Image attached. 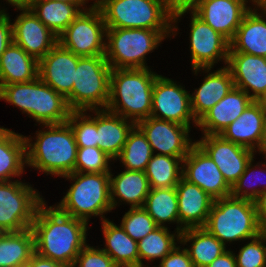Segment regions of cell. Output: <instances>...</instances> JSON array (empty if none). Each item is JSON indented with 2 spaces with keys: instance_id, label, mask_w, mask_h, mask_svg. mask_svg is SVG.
<instances>
[{
  "instance_id": "obj_31",
  "label": "cell",
  "mask_w": 266,
  "mask_h": 267,
  "mask_svg": "<svg viewBox=\"0 0 266 267\" xmlns=\"http://www.w3.org/2000/svg\"><path fill=\"white\" fill-rule=\"evenodd\" d=\"M192 242L186 248L195 267H207L226 251V247L204 227L185 229L180 233V243Z\"/></svg>"
},
{
  "instance_id": "obj_4",
  "label": "cell",
  "mask_w": 266,
  "mask_h": 267,
  "mask_svg": "<svg viewBox=\"0 0 266 267\" xmlns=\"http://www.w3.org/2000/svg\"><path fill=\"white\" fill-rule=\"evenodd\" d=\"M0 99L18 106L43 125L65 123L72 112L67 99L39 77L30 82L0 85Z\"/></svg>"
},
{
  "instance_id": "obj_47",
  "label": "cell",
  "mask_w": 266,
  "mask_h": 267,
  "mask_svg": "<svg viewBox=\"0 0 266 267\" xmlns=\"http://www.w3.org/2000/svg\"><path fill=\"white\" fill-rule=\"evenodd\" d=\"M257 219L260 227L266 231V190L262 191L254 200Z\"/></svg>"
},
{
  "instance_id": "obj_2",
  "label": "cell",
  "mask_w": 266,
  "mask_h": 267,
  "mask_svg": "<svg viewBox=\"0 0 266 267\" xmlns=\"http://www.w3.org/2000/svg\"><path fill=\"white\" fill-rule=\"evenodd\" d=\"M48 131H37V140L26 141V164L52 175L65 176L75 172L78 147L68 122L45 125ZM29 148V149H28Z\"/></svg>"
},
{
  "instance_id": "obj_52",
  "label": "cell",
  "mask_w": 266,
  "mask_h": 267,
  "mask_svg": "<svg viewBox=\"0 0 266 267\" xmlns=\"http://www.w3.org/2000/svg\"><path fill=\"white\" fill-rule=\"evenodd\" d=\"M260 106L266 111V89L262 95L256 100Z\"/></svg>"
},
{
  "instance_id": "obj_6",
  "label": "cell",
  "mask_w": 266,
  "mask_h": 267,
  "mask_svg": "<svg viewBox=\"0 0 266 267\" xmlns=\"http://www.w3.org/2000/svg\"><path fill=\"white\" fill-rule=\"evenodd\" d=\"M73 183L56 208L63 214L88 222L90 216H103L112 210L110 173L72 172L63 176Z\"/></svg>"
},
{
  "instance_id": "obj_32",
  "label": "cell",
  "mask_w": 266,
  "mask_h": 267,
  "mask_svg": "<svg viewBox=\"0 0 266 267\" xmlns=\"http://www.w3.org/2000/svg\"><path fill=\"white\" fill-rule=\"evenodd\" d=\"M34 252L31 227L19 232L0 233V267L26 265Z\"/></svg>"
},
{
  "instance_id": "obj_51",
  "label": "cell",
  "mask_w": 266,
  "mask_h": 267,
  "mask_svg": "<svg viewBox=\"0 0 266 267\" xmlns=\"http://www.w3.org/2000/svg\"><path fill=\"white\" fill-rule=\"evenodd\" d=\"M262 152L266 156V115H265V120H264V134H263L262 146H261V153Z\"/></svg>"
},
{
  "instance_id": "obj_25",
  "label": "cell",
  "mask_w": 266,
  "mask_h": 267,
  "mask_svg": "<svg viewBox=\"0 0 266 267\" xmlns=\"http://www.w3.org/2000/svg\"><path fill=\"white\" fill-rule=\"evenodd\" d=\"M127 120L106 109L97 110V147L111 159L117 160L129 132L136 125Z\"/></svg>"
},
{
  "instance_id": "obj_42",
  "label": "cell",
  "mask_w": 266,
  "mask_h": 267,
  "mask_svg": "<svg viewBox=\"0 0 266 267\" xmlns=\"http://www.w3.org/2000/svg\"><path fill=\"white\" fill-rule=\"evenodd\" d=\"M254 159H252V160H250V162L247 164V166H246V169H245V172L239 177V179H238V181L233 185V187L231 188V196L232 197H235V198H242V199H249V200H252V201H254L258 196H259V194L262 192V191H264V190H266V183H263L264 184V186H262V187H260V188H262V189H260V188H256V186H254V185H252V186H250L249 184V182H247L246 183V181H248L250 178L253 180L254 179V177H255V174L257 173V172H260V171H257V170H255L254 171V168H253V166H252V161H253ZM253 168V170H252V168ZM257 171V172H256ZM255 174H254V173ZM263 173V172H262ZM254 174V175H253ZM260 174V173H259ZM252 175H253V178H252ZM260 175H262V174H260ZM249 176H251L250 178H249ZM257 177H259V175H257L256 176V178L255 179H258V180H260V178H257ZM249 178V179H248ZM248 179V180H247ZM251 180V181H252ZM266 182V181H265ZM260 183H262V182H260ZM254 184V183H253ZM257 184V183H256ZM252 187V188H250L251 189V191L249 192V187ZM247 188V189H244V188Z\"/></svg>"
},
{
  "instance_id": "obj_5",
  "label": "cell",
  "mask_w": 266,
  "mask_h": 267,
  "mask_svg": "<svg viewBox=\"0 0 266 267\" xmlns=\"http://www.w3.org/2000/svg\"><path fill=\"white\" fill-rule=\"evenodd\" d=\"M204 228L224 245L253 239L264 232L257 219L254 201L232 196L214 200Z\"/></svg>"
},
{
  "instance_id": "obj_36",
  "label": "cell",
  "mask_w": 266,
  "mask_h": 267,
  "mask_svg": "<svg viewBox=\"0 0 266 267\" xmlns=\"http://www.w3.org/2000/svg\"><path fill=\"white\" fill-rule=\"evenodd\" d=\"M153 156L151 145L143 132L135 125L129 132L127 140L117 157L127 170L145 172L148 162Z\"/></svg>"
},
{
  "instance_id": "obj_34",
  "label": "cell",
  "mask_w": 266,
  "mask_h": 267,
  "mask_svg": "<svg viewBox=\"0 0 266 267\" xmlns=\"http://www.w3.org/2000/svg\"><path fill=\"white\" fill-rule=\"evenodd\" d=\"M143 208L158 226L164 227V222H177L179 224L178 199L175 187L151 188Z\"/></svg>"
},
{
  "instance_id": "obj_3",
  "label": "cell",
  "mask_w": 266,
  "mask_h": 267,
  "mask_svg": "<svg viewBox=\"0 0 266 267\" xmlns=\"http://www.w3.org/2000/svg\"><path fill=\"white\" fill-rule=\"evenodd\" d=\"M158 75L143 69H112L110 97L106 110L135 124L150 117L152 91Z\"/></svg>"
},
{
  "instance_id": "obj_55",
  "label": "cell",
  "mask_w": 266,
  "mask_h": 267,
  "mask_svg": "<svg viewBox=\"0 0 266 267\" xmlns=\"http://www.w3.org/2000/svg\"><path fill=\"white\" fill-rule=\"evenodd\" d=\"M87 0H84V2H86ZM105 0H95L94 4L92 5V7H98L99 5H101Z\"/></svg>"
},
{
  "instance_id": "obj_46",
  "label": "cell",
  "mask_w": 266,
  "mask_h": 267,
  "mask_svg": "<svg viewBox=\"0 0 266 267\" xmlns=\"http://www.w3.org/2000/svg\"><path fill=\"white\" fill-rule=\"evenodd\" d=\"M13 42L12 23L5 10H0V57L6 48Z\"/></svg>"
},
{
  "instance_id": "obj_35",
  "label": "cell",
  "mask_w": 266,
  "mask_h": 267,
  "mask_svg": "<svg viewBox=\"0 0 266 267\" xmlns=\"http://www.w3.org/2000/svg\"><path fill=\"white\" fill-rule=\"evenodd\" d=\"M181 162L179 157L153 154L145 170L150 188L176 187L182 178Z\"/></svg>"
},
{
  "instance_id": "obj_11",
  "label": "cell",
  "mask_w": 266,
  "mask_h": 267,
  "mask_svg": "<svg viewBox=\"0 0 266 267\" xmlns=\"http://www.w3.org/2000/svg\"><path fill=\"white\" fill-rule=\"evenodd\" d=\"M106 29L101 10L91 6L58 36V43L80 57L104 56Z\"/></svg>"
},
{
  "instance_id": "obj_29",
  "label": "cell",
  "mask_w": 266,
  "mask_h": 267,
  "mask_svg": "<svg viewBox=\"0 0 266 267\" xmlns=\"http://www.w3.org/2000/svg\"><path fill=\"white\" fill-rule=\"evenodd\" d=\"M85 2L30 1L29 8L57 37L84 10Z\"/></svg>"
},
{
  "instance_id": "obj_37",
  "label": "cell",
  "mask_w": 266,
  "mask_h": 267,
  "mask_svg": "<svg viewBox=\"0 0 266 267\" xmlns=\"http://www.w3.org/2000/svg\"><path fill=\"white\" fill-rule=\"evenodd\" d=\"M175 237L180 240V233L170 234L167 227L158 226L146 237L138 241L139 267H144L142 260H161L168 255L175 247Z\"/></svg>"
},
{
  "instance_id": "obj_12",
  "label": "cell",
  "mask_w": 266,
  "mask_h": 267,
  "mask_svg": "<svg viewBox=\"0 0 266 267\" xmlns=\"http://www.w3.org/2000/svg\"><path fill=\"white\" fill-rule=\"evenodd\" d=\"M190 96L181 85L178 86L171 79L158 75L153 85L150 116L189 127L190 120L193 119L197 126L198 122L191 110Z\"/></svg>"
},
{
  "instance_id": "obj_23",
  "label": "cell",
  "mask_w": 266,
  "mask_h": 267,
  "mask_svg": "<svg viewBox=\"0 0 266 267\" xmlns=\"http://www.w3.org/2000/svg\"><path fill=\"white\" fill-rule=\"evenodd\" d=\"M254 101L243 90L233 87L229 93L216 103L199 121L204 135H220L221 132L234 122Z\"/></svg>"
},
{
  "instance_id": "obj_16",
  "label": "cell",
  "mask_w": 266,
  "mask_h": 267,
  "mask_svg": "<svg viewBox=\"0 0 266 267\" xmlns=\"http://www.w3.org/2000/svg\"><path fill=\"white\" fill-rule=\"evenodd\" d=\"M196 143L211 157L231 188L254 158V151L225 140L221 135H204Z\"/></svg>"
},
{
  "instance_id": "obj_24",
  "label": "cell",
  "mask_w": 266,
  "mask_h": 267,
  "mask_svg": "<svg viewBox=\"0 0 266 267\" xmlns=\"http://www.w3.org/2000/svg\"><path fill=\"white\" fill-rule=\"evenodd\" d=\"M234 87L230 69L226 66L209 73L200 88L190 96L191 110L198 122L216 103Z\"/></svg>"
},
{
  "instance_id": "obj_15",
  "label": "cell",
  "mask_w": 266,
  "mask_h": 267,
  "mask_svg": "<svg viewBox=\"0 0 266 267\" xmlns=\"http://www.w3.org/2000/svg\"><path fill=\"white\" fill-rule=\"evenodd\" d=\"M182 177L196 184L214 200L231 196V187L211 157L195 143L183 159Z\"/></svg>"
},
{
  "instance_id": "obj_20",
  "label": "cell",
  "mask_w": 266,
  "mask_h": 267,
  "mask_svg": "<svg viewBox=\"0 0 266 267\" xmlns=\"http://www.w3.org/2000/svg\"><path fill=\"white\" fill-rule=\"evenodd\" d=\"M175 188L180 225L176 228V232L181 233L185 229L204 227L214 199L199 186L188 182L183 177Z\"/></svg>"
},
{
  "instance_id": "obj_14",
  "label": "cell",
  "mask_w": 266,
  "mask_h": 267,
  "mask_svg": "<svg viewBox=\"0 0 266 267\" xmlns=\"http://www.w3.org/2000/svg\"><path fill=\"white\" fill-rule=\"evenodd\" d=\"M143 132L153 154L154 149L160 151L158 155L179 157L182 160L196 142H190L188 133L189 126H183L174 122L161 120L152 116L136 123Z\"/></svg>"
},
{
  "instance_id": "obj_7",
  "label": "cell",
  "mask_w": 266,
  "mask_h": 267,
  "mask_svg": "<svg viewBox=\"0 0 266 267\" xmlns=\"http://www.w3.org/2000/svg\"><path fill=\"white\" fill-rule=\"evenodd\" d=\"M98 8L106 28L176 29L166 0H105Z\"/></svg>"
},
{
  "instance_id": "obj_53",
  "label": "cell",
  "mask_w": 266,
  "mask_h": 267,
  "mask_svg": "<svg viewBox=\"0 0 266 267\" xmlns=\"http://www.w3.org/2000/svg\"><path fill=\"white\" fill-rule=\"evenodd\" d=\"M241 1L244 2L245 4H247L248 2L247 0H241ZM252 2L255 3L253 5H257L258 8L260 7L262 9L266 7V0H252Z\"/></svg>"
},
{
  "instance_id": "obj_43",
  "label": "cell",
  "mask_w": 266,
  "mask_h": 267,
  "mask_svg": "<svg viewBox=\"0 0 266 267\" xmlns=\"http://www.w3.org/2000/svg\"><path fill=\"white\" fill-rule=\"evenodd\" d=\"M79 264V266H77ZM118 267L102 249L86 245L77 256L72 267Z\"/></svg>"
},
{
  "instance_id": "obj_33",
  "label": "cell",
  "mask_w": 266,
  "mask_h": 267,
  "mask_svg": "<svg viewBox=\"0 0 266 267\" xmlns=\"http://www.w3.org/2000/svg\"><path fill=\"white\" fill-rule=\"evenodd\" d=\"M26 164V141L23 135L7 129L0 136V181L19 176Z\"/></svg>"
},
{
  "instance_id": "obj_21",
  "label": "cell",
  "mask_w": 266,
  "mask_h": 267,
  "mask_svg": "<svg viewBox=\"0 0 266 267\" xmlns=\"http://www.w3.org/2000/svg\"><path fill=\"white\" fill-rule=\"evenodd\" d=\"M227 67L230 69L234 87L246 92L256 101L266 89V57L247 53H229ZM248 89L253 92L250 95Z\"/></svg>"
},
{
  "instance_id": "obj_18",
  "label": "cell",
  "mask_w": 266,
  "mask_h": 267,
  "mask_svg": "<svg viewBox=\"0 0 266 267\" xmlns=\"http://www.w3.org/2000/svg\"><path fill=\"white\" fill-rule=\"evenodd\" d=\"M20 11L21 14L12 24L13 42L39 61L58 43V37L30 8Z\"/></svg>"
},
{
  "instance_id": "obj_17",
  "label": "cell",
  "mask_w": 266,
  "mask_h": 267,
  "mask_svg": "<svg viewBox=\"0 0 266 267\" xmlns=\"http://www.w3.org/2000/svg\"><path fill=\"white\" fill-rule=\"evenodd\" d=\"M79 57L57 43L38 61V77L67 99L72 93Z\"/></svg>"
},
{
  "instance_id": "obj_26",
  "label": "cell",
  "mask_w": 266,
  "mask_h": 267,
  "mask_svg": "<svg viewBox=\"0 0 266 267\" xmlns=\"http://www.w3.org/2000/svg\"><path fill=\"white\" fill-rule=\"evenodd\" d=\"M264 15L266 8H262ZM229 53H247L266 57V21L256 9H251L243 18L230 41Z\"/></svg>"
},
{
  "instance_id": "obj_50",
  "label": "cell",
  "mask_w": 266,
  "mask_h": 267,
  "mask_svg": "<svg viewBox=\"0 0 266 267\" xmlns=\"http://www.w3.org/2000/svg\"><path fill=\"white\" fill-rule=\"evenodd\" d=\"M12 6H16L17 9H25L29 8L30 0H7Z\"/></svg>"
},
{
  "instance_id": "obj_39",
  "label": "cell",
  "mask_w": 266,
  "mask_h": 267,
  "mask_svg": "<svg viewBox=\"0 0 266 267\" xmlns=\"http://www.w3.org/2000/svg\"><path fill=\"white\" fill-rule=\"evenodd\" d=\"M121 227L135 241L146 237L158 227L143 207L131 208L122 218Z\"/></svg>"
},
{
  "instance_id": "obj_22",
  "label": "cell",
  "mask_w": 266,
  "mask_h": 267,
  "mask_svg": "<svg viewBox=\"0 0 266 267\" xmlns=\"http://www.w3.org/2000/svg\"><path fill=\"white\" fill-rule=\"evenodd\" d=\"M266 111L257 101H252L244 112L222 132L221 136L228 141L261 153Z\"/></svg>"
},
{
  "instance_id": "obj_40",
  "label": "cell",
  "mask_w": 266,
  "mask_h": 267,
  "mask_svg": "<svg viewBox=\"0 0 266 267\" xmlns=\"http://www.w3.org/2000/svg\"><path fill=\"white\" fill-rule=\"evenodd\" d=\"M111 158L99 147H78L75 172L80 173H110Z\"/></svg>"
},
{
  "instance_id": "obj_56",
  "label": "cell",
  "mask_w": 266,
  "mask_h": 267,
  "mask_svg": "<svg viewBox=\"0 0 266 267\" xmlns=\"http://www.w3.org/2000/svg\"><path fill=\"white\" fill-rule=\"evenodd\" d=\"M7 130V128L0 127V136Z\"/></svg>"
},
{
  "instance_id": "obj_44",
  "label": "cell",
  "mask_w": 266,
  "mask_h": 267,
  "mask_svg": "<svg viewBox=\"0 0 266 267\" xmlns=\"http://www.w3.org/2000/svg\"><path fill=\"white\" fill-rule=\"evenodd\" d=\"M180 250V247L176 246L161 260L159 267H195L186 248Z\"/></svg>"
},
{
  "instance_id": "obj_13",
  "label": "cell",
  "mask_w": 266,
  "mask_h": 267,
  "mask_svg": "<svg viewBox=\"0 0 266 267\" xmlns=\"http://www.w3.org/2000/svg\"><path fill=\"white\" fill-rule=\"evenodd\" d=\"M190 30V51L192 68L195 73L205 69L209 72L217 60L228 62L230 42L212 29L192 10Z\"/></svg>"
},
{
  "instance_id": "obj_19",
  "label": "cell",
  "mask_w": 266,
  "mask_h": 267,
  "mask_svg": "<svg viewBox=\"0 0 266 267\" xmlns=\"http://www.w3.org/2000/svg\"><path fill=\"white\" fill-rule=\"evenodd\" d=\"M250 10L241 0H202L192 11L230 42Z\"/></svg>"
},
{
  "instance_id": "obj_45",
  "label": "cell",
  "mask_w": 266,
  "mask_h": 267,
  "mask_svg": "<svg viewBox=\"0 0 266 267\" xmlns=\"http://www.w3.org/2000/svg\"><path fill=\"white\" fill-rule=\"evenodd\" d=\"M201 1L202 0H166L167 7L172 14V23L177 22L187 11L193 10Z\"/></svg>"
},
{
  "instance_id": "obj_1",
  "label": "cell",
  "mask_w": 266,
  "mask_h": 267,
  "mask_svg": "<svg viewBox=\"0 0 266 267\" xmlns=\"http://www.w3.org/2000/svg\"><path fill=\"white\" fill-rule=\"evenodd\" d=\"M43 202L36 211L31 229L35 252L42 257L72 267L79 252L87 245V225L83 220L61 213Z\"/></svg>"
},
{
  "instance_id": "obj_41",
  "label": "cell",
  "mask_w": 266,
  "mask_h": 267,
  "mask_svg": "<svg viewBox=\"0 0 266 267\" xmlns=\"http://www.w3.org/2000/svg\"><path fill=\"white\" fill-rule=\"evenodd\" d=\"M266 231L251 239L235 255L237 267H266Z\"/></svg>"
},
{
  "instance_id": "obj_28",
  "label": "cell",
  "mask_w": 266,
  "mask_h": 267,
  "mask_svg": "<svg viewBox=\"0 0 266 267\" xmlns=\"http://www.w3.org/2000/svg\"><path fill=\"white\" fill-rule=\"evenodd\" d=\"M110 173V199L112 208L117 205L115 197H119L130 204L131 208L143 207L150 191V185L146 173L136 170H125L112 178Z\"/></svg>"
},
{
  "instance_id": "obj_10",
  "label": "cell",
  "mask_w": 266,
  "mask_h": 267,
  "mask_svg": "<svg viewBox=\"0 0 266 267\" xmlns=\"http://www.w3.org/2000/svg\"><path fill=\"white\" fill-rule=\"evenodd\" d=\"M0 181V233L19 232L32 226L37 208L44 202L31 185Z\"/></svg>"
},
{
  "instance_id": "obj_48",
  "label": "cell",
  "mask_w": 266,
  "mask_h": 267,
  "mask_svg": "<svg viewBox=\"0 0 266 267\" xmlns=\"http://www.w3.org/2000/svg\"><path fill=\"white\" fill-rule=\"evenodd\" d=\"M27 267H67L62 263L45 258L34 252L27 263Z\"/></svg>"
},
{
  "instance_id": "obj_30",
  "label": "cell",
  "mask_w": 266,
  "mask_h": 267,
  "mask_svg": "<svg viewBox=\"0 0 266 267\" xmlns=\"http://www.w3.org/2000/svg\"><path fill=\"white\" fill-rule=\"evenodd\" d=\"M106 248H102L118 267H139L138 242L112 221L102 220Z\"/></svg>"
},
{
  "instance_id": "obj_54",
  "label": "cell",
  "mask_w": 266,
  "mask_h": 267,
  "mask_svg": "<svg viewBox=\"0 0 266 267\" xmlns=\"http://www.w3.org/2000/svg\"><path fill=\"white\" fill-rule=\"evenodd\" d=\"M30 1H42V0H30ZM53 1H60V2H84V0H53Z\"/></svg>"
},
{
  "instance_id": "obj_8",
  "label": "cell",
  "mask_w": 266,
  "mask_h": 267,
  "mask_svg": "<svg viewBox=\"0 0 266 267\" xmlns=\"http://www.w3.org/2000/svg\"><path fill=\"white\" fill-rule=\"evenodd\" d=\"M173 30L107 28L105 58L111 69H143L145 56ZM168 34V35H167Z\"/></svg>"
},
{
  "instance_id": "obj_38",
  "label": "cell",
  "mask_w": 266,
  "mask_h": 267,
  "mask_svg": "<svg viewBox=\"0 0 266 267\" xmlns=\"http://www.w3.org/2000/svg\"><path fill=\"white\" fill-rule=\"evenodd\" d=\"M96 117L87 116L84 111H72L67 122L70 124L77 147H97V110Z\"/></svg>"
},
{
  "instance_id": "obj_9",
  "label": "cell",
  "mask_w": 266,
  "mask_h": 267,
  "mask_svg": "<svg viewBox=\"0 0 266 267\" xmlns=\"http://www.w3.org/2000/svg\"><path fill=\"white\" fill-rule=\"evenodd\" d=\"M111 71L105 56L79 57L72 93L67 98L70 109L84 112L99 107L106 109Z\"/></svg>"
},
{
  "instance_id": "obj_27",
  "label": "cell",
  "mask_w": 266,
  "mask_h": 267,
  "mask_svg": "<svg viewBox=\"0 0 266 267\" xmlns=\"http://www.w3.org/2000/svg\"><path fill=\"white\" fill-rule=\"evenodd\" d=\"M38 77V61L12 42L0 57V85L30 82Z\"/></svg>"
},
{
  "instance_id": "obj_49",
  "label": "cell",
  "mask_w": 266,
  "mask_h": 267,
  "mask_svg": "<svg viewBox=\"0 0 266 267\" xmlns=\"http://www.w3.org/2000/svg\"><path fill=\"white\" fill-rule=\"evenodd\" d=\"M207 267H237L234 253L226 250L214 259Z\"/></svg>"
}]
</instances>
